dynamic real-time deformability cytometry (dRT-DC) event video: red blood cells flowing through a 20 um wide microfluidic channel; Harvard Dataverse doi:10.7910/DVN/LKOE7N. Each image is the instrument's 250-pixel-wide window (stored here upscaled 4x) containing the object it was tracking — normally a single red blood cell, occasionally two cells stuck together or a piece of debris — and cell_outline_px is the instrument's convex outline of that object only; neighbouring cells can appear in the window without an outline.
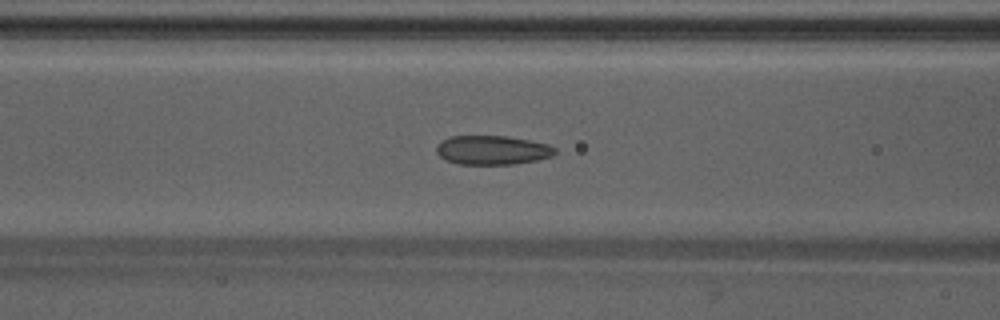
{"species": "Egyptian fruit bat (a non-hibernating species)", "species_latin": "Rousettus aegyptiacus", "temperature_condition": "warm", "stored_images_in_passage": 42, "camera_frame_rate_fps": 3000, "um_per_image_px": 0.085, "animal": {"sex": "male"}, "frame": {"image": 1, "passage_image": 14, "time_ms": 4.333, "image_size_px": [1000, 320], "cell_outline_px": [[556, 152], [552, 156], [536, 160], [516, 164], [456, 164], [444, 160], [436, 152], [436, 144], [440, 140], [448, 136], [508, 136], [548, 144], [556, 148]], "centroid_in_image_um": [41.8, 12.75], "position_along_channel_um": 124.8, "area_um2": 20.35}}
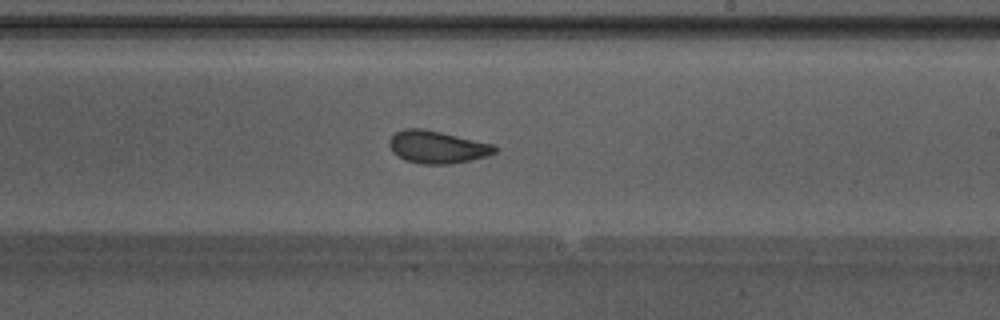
{"frame": {"image": 2, "passage_image": 23, "time_ms": 7.333, "image_size_px": [1000, 320], "cell_outline_px": [[496, 152], [488, 156], [472, 160], [448, 164], [424, 164], [404, 160], [392, 152], [388, 144], [388, 140], [396, 132], [404, 128], [424, 128], [492, 144], [496, 148]], "centroid_in_image_um": [37.12, 12.5], "position_along_channel_um": 251.9, "area_um2": 20.0}}
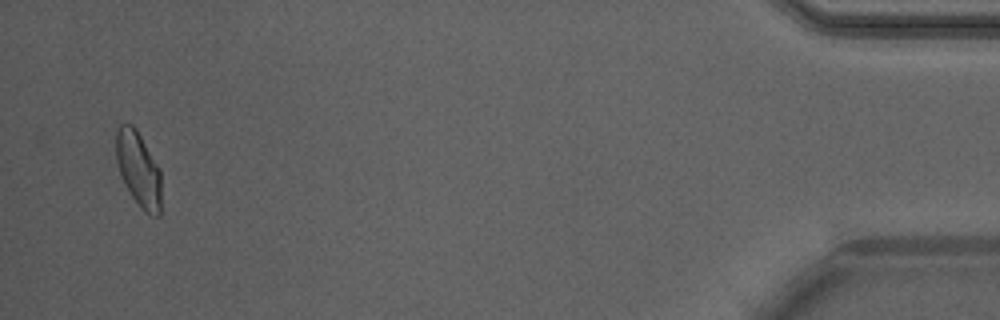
{"frame": {"image": 3, "passage_image": 41, "time_ms": 13.333, "image_size_px": [1000, 320], "cell_outline_px": [[160, 216], [152, 216], [144, 212], [140, 208], [124, 184], [120, 176], [116, 160], [116, 128], [120, 124], [132, 124], [136, 128], [160, 168]], "centroid_in_image_um": [11.76, 14.38], "position_along_channel_um": 423.4, "area_um2": 19.94}, "authors_computed_cell_mechanics": {"area_um2": 20.0566, "velocity_mm_per_s": 4.2429, "shape_relaxation_time_tau1_ms": 6.3935, "shape_relaxation_time_tau2_ms": 0.939, "deformation_change_tau1": 0.1647, "deformation_change_tau2": 0.0576}}